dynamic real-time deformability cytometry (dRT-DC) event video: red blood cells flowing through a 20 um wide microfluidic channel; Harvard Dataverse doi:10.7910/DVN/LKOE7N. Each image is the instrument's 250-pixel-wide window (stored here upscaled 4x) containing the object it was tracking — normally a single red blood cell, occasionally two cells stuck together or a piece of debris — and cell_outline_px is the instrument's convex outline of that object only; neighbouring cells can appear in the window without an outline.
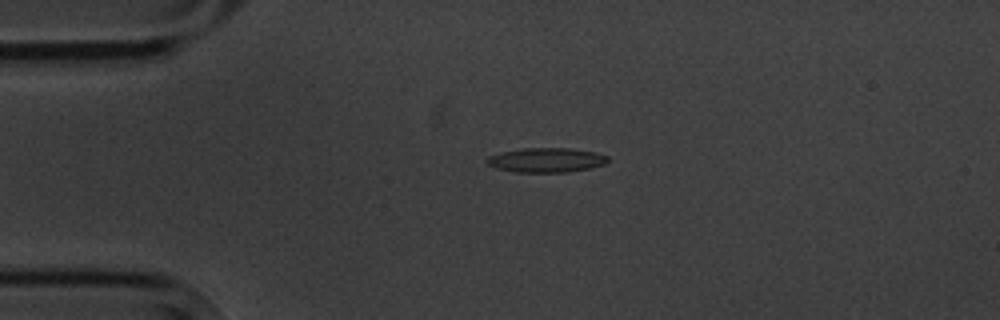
{"species": "common noctule bat (a hibernating species)", "species_latin": "Nyctalus noctula", "temperature_condition": "cold", "stored_images_in_passage": 4, "camera_frame_rate_fps": 3000, "um_per_image_px": 0.085, "animal": {"sex": "male", "body_mass_g": 20.1, "forearm_length_mm": 53.5}, "frame": {"image": 1, "passage_image": 4, "time_ms": 3.667, "image_size_px": [1000, 320], "cell_outline_px": [[608, 160], [604, 164], [592, 168], [568, 172], [516, 172], [496, 168], [488, 164], [484, 160], [488, 156], [500, 152], [524, 148], [572, 148], [596, 152], [608, 156]], "centroid_in_image_um": [46.43, 13.6], "position_along_channel_um": 38.6, "area_um2": 17.4}}